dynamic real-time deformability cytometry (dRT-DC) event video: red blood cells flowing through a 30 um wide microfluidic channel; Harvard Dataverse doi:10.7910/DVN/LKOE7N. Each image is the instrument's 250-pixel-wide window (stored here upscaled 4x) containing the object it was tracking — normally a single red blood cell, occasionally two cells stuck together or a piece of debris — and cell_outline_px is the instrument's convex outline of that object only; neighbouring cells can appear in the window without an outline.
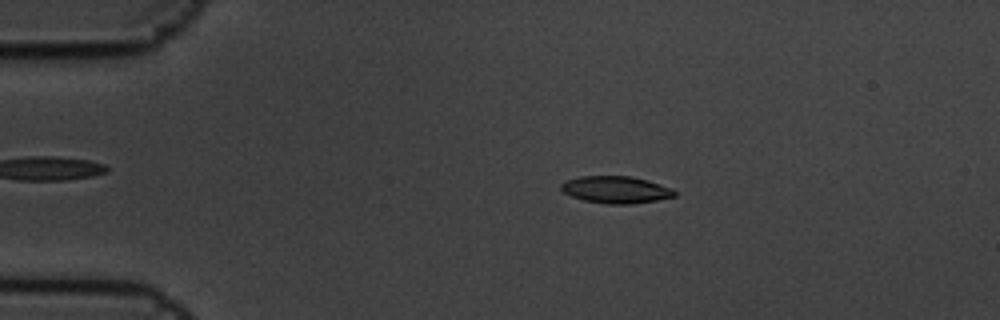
{"species": "common noctule bat (a hibernating species)", "species_latin": "Nyctalus noctula", "temperature_condition": "cold", "stored_images_in_passage": 5, "camera_frame_rate_fps": 3000, "um_per_image_px": 0.085, "animal": {"sex": "male", "body_mass_g": 19.5, "forearm_length_mm": 54.6}, "frame": {"image": 1, "passage_image": 2, "time_ms": 0.333, "image_size_px": [1000, 320], "cell_outline_px": [[676, 196], [656, 200], [632, 204], [608, 204], [584, 200], [572, 196], [564, 192], [560, 188], [560, 184], [568, 180], [580, 176], [632, 176], [672, 188], [676, 192]], "centroid_in_image_um": [52.35, 16.12], "position_along_channel_um": 32.6, "area_um2": 17.74}}
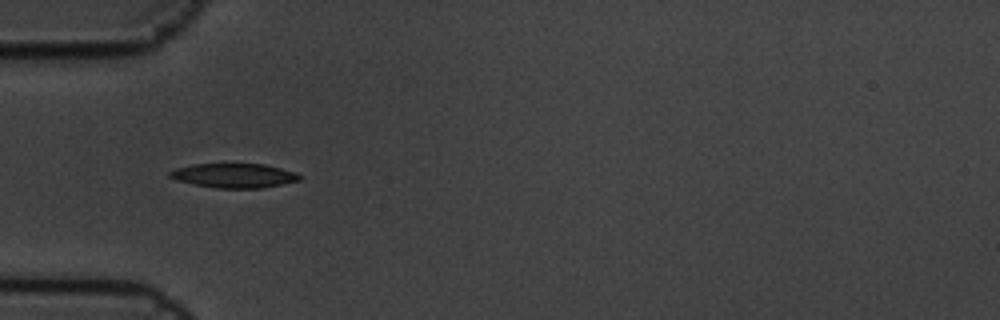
{"frame": {"image": 2, "passage_image": 4, "time_ms": 1.0, "image_size_px": [1000, 320], "cell_outline_px": [[304, 176], [300, 180], [264, 188], [216, 188], [176, 180], [168, 176], [168, 172], [176, 168], [192, 164], [264, 164], [280, 168]], "centroid_in_image_um": [19.89, 14.92], "position_along_channel_um": 65.1, "area_um2": 18.32}}
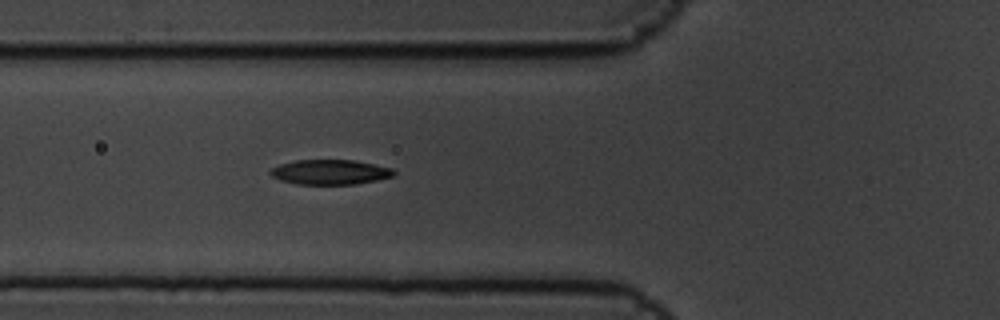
{"frame": {"image": 3, "passage_image": 5, "time_ms": 1.333, "image_size_px": [1000, 320], "cell_outline_px": [[396, 172], [392, 176], [376, 180], [356, 184], [296, 184], [280, 180], [272, 176], [268, 172], [272, 168], [280, 164], [296, 160], [352, 160], [392, 168]], "centroid_in_image_um": [28.03, 14.63], "position_along_channel_um": 97.8, "area_um2": 17.74}}